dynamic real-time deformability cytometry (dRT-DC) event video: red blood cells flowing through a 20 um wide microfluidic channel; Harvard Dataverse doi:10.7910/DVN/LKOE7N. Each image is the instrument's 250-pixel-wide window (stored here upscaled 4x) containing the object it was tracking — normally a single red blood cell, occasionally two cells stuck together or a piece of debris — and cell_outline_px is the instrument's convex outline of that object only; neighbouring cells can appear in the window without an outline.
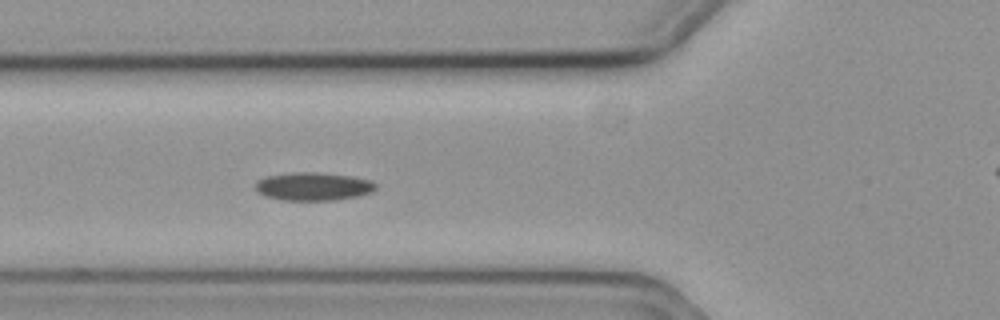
{"species": "common noctule bat (a hibernating species)", "species_latin": "Nyctalus noctula", "temperature_condition": "cold", "stored_images_in_passage": 45, "camera_frame_rate_fps": 3000, "um_per_image_px": 0.085, "animal": {"sex": "female", "body_mass_g": 19.3, "forearm_length_mm": 54.1}, "frame": {"image": 1, "passage_image": 7, "time_ms": 2.0, "image_size_px": [1000, 320], "cell_outline_px": [[376, 188], [372, 192], [356, 196], [336, 200], [284, 200], [264, 196], [256, 192], [256, 184], [264, 176], [296, 172], [316, 172], [352, 176], [372, 180], [376, 184]], "centroid_in_image_um": [26.63, 15.84], "position_along_channel_um": 99.2, "area_um2": 19.77}}
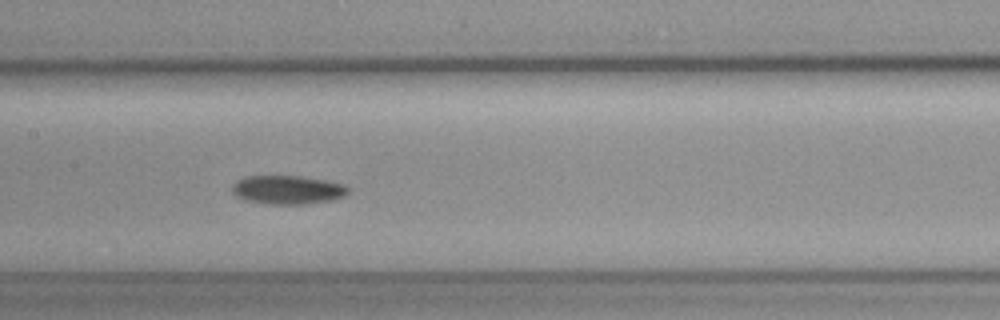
{"frame": {"image": 2, "passage_image": 14, "time_ms": 4.333, "image_size_px": [1000, 320], "cell_outline_px": [[352, 188], [344, 196], [332, 200], [308, 204], [264, 204], [248, 200], [236, 196], [232, 192], [232, 184], [236, 180], [244, 176], [300, 176], [324, 180], [344, 184]], "centroid_in_image_um": [24.45, 16.13], "position_along_channel_um": 182.9, "area_um2": 19.59}}
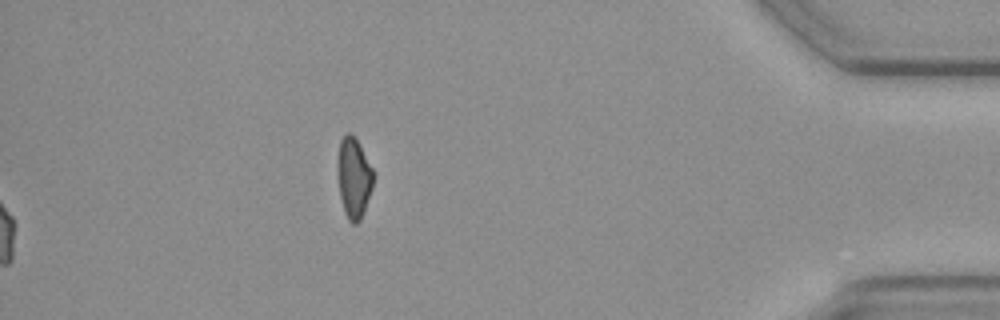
{"frame": {"image": 3, "passage_image": 45, "time_ms": 14.667, "image_size_px": [1000, 320], "cell_outline_px": [[372, 188], [360, 220], [356, 224], [352, 224], [348, 220], [344, 212], [340, 196], [336, 168], [336, 164], [340, 140], [348, 132], [352, 132], [360, 144], [372, 168]], "centroid_in_image_um": [30.03, 15.08], "position_along_channel_um": 405.2, "area_um2": 16.82}}